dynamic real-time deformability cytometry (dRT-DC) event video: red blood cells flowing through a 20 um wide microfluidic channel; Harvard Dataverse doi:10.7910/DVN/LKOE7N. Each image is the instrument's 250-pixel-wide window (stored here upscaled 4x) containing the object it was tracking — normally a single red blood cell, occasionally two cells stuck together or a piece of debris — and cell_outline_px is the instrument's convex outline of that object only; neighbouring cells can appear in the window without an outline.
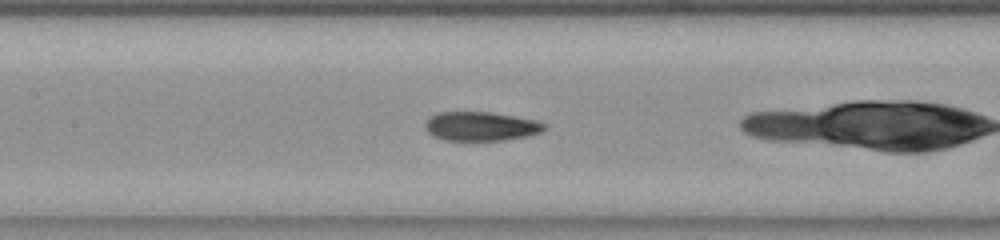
{"species": "common noctule bat (a hibernating species)", "species_latin": "Nyctalus noctula", "temperature_condition": "room temperature", "stored_images_in_passage": 49, "camera_frame_rate_fps": 3000, "um_per_image_px": 0.085, "animal": {"sex": "female", "body_mass_g": 23.0, "forearm_length_mm": 53.4}, "frame": {"image": 1, "passage_image": 22, "time_ms": 7.0, "image_size_px": [1000, 240], "cell_outline_px": [[544, 128], [540, 132], [528, 136], [504, 140], [444, 140], [428, 132], [424, 128], [424, 124], [428, 116], [436, 112], [492, 112], [536, 120], [544, 124]], "centroid_in_image_um": [40.82, 10.72], "position_along_channel_um": 166.6, "area_um2": 20.17}}
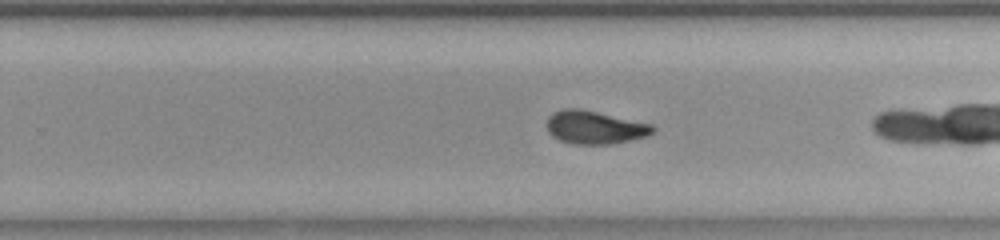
{"frame": {"image": 2, "passage_image": 31, "time_ms": 10.0, "image_size_px": [1000, 240], "cell_outline_px": [[656, 128], [652, 132], [644, 136], [628, 140], [608, 144], [572, 144], [560, 140], [552, 136], [548, 132], [548, 116], [552, 112], [560, 108], [580, 108], [652, 124]], "centroid_in_image_um": [50.5, 10.81], "position_along_channel_um": 279.3, "area_um2": 20.35}}
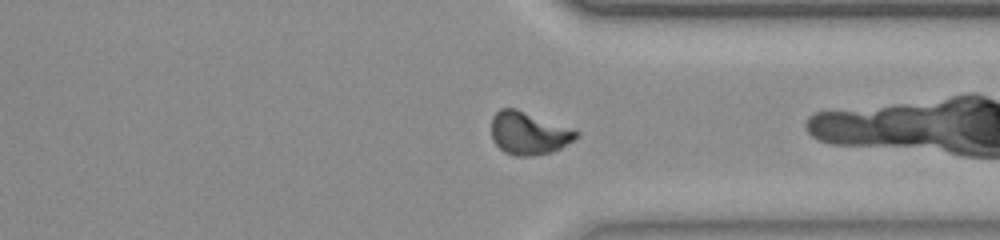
{"frame": {"image": 3, "passage_image": 38, "time_ms": 12.333, "image_size_px": [1000, 240], "cell_outline_px": [[580, 136], [560, 148], [552, 152], [532, 156], [516, 156], [504, 152], [492, 140], [492, 116], [500, 108], [516, 108], [576, 128], [580, 132]], "centroid_in_image_um": [44.98, 11.3], "position_along_channel_um": 366.4, "area_um2": 21.62}}